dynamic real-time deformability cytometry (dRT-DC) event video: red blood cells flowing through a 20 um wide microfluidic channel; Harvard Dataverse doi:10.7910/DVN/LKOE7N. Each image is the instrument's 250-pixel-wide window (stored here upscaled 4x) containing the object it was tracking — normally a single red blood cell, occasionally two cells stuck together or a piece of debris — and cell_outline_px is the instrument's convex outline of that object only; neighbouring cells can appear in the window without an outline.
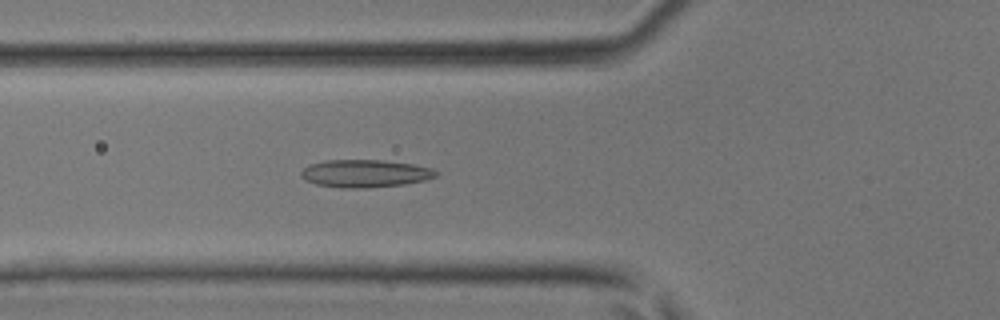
{"species": "common noctule bat (a hibernating species)", "species_latin": "Nyctalus noctula", "temperature_condition": "room temperature", "stored_images_in_passage": 45, "segment_of_instrument_passage": [1, 2], "camera_frame_rate_fps": 3000, "um_per_image_px": 0.085, "animal": {"sex": "male", "body_mass_g": 17.9, "forearm_length_mm": 54.2}, "frame": {"image": 1, "passage_image": 16, "time_ms": 5.0, "image_size_px": [1000, 320], "cell_outline_px": [[440, 172], [436, 176], [424, 180], [404, 184], [368, 188], [340, 188], [316, 184], [304, 180], [300, 176], [300, 172], [308, 164], [324, 160], [380, 160], [412, 164], [432, 168]], "centroid_in_image_um": [30.99, 14.75], "position_along_channel_um": 94.8, "area_um2": 21.91}}
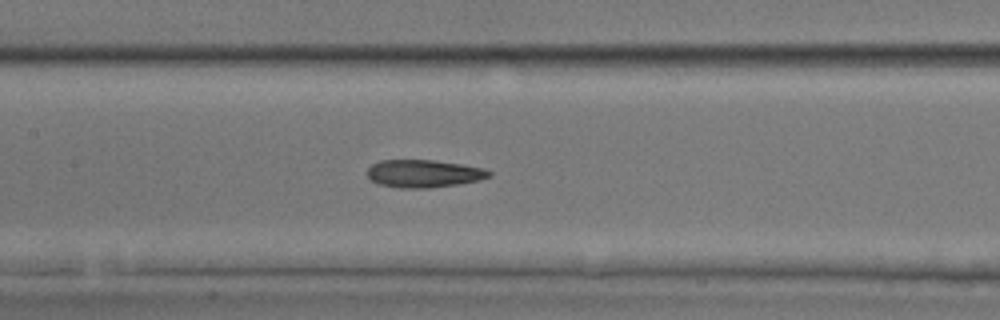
{"frame": {"image": 2, "passage_image": 21, "time_ms": 6.667, "image_size_px": [1000, 320], "cell_outline_px": [[492, 176], [480, 180], [456, 184], [428, 188], [400, 188], [380, 184], [372, 180], [368, 176], [368, 168], [372, 164], [380, 160], [432, 160], [460, 164], [484, 168], [492, 172]], "centroid_in_image_um": [36.04, 14.75], "position_along_channel_um": 171.4, "area_um2": 19.54}}
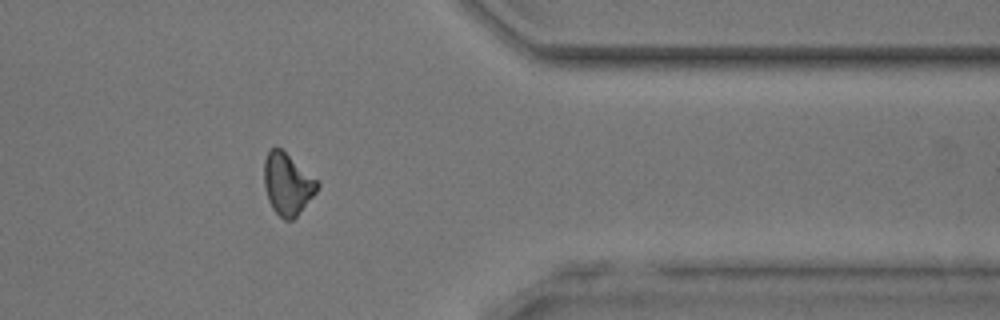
{"frame": {"image": 3, "passage_image": 36, "time_ms": 11.667, "image_size_px": [1000, 320], "cell_outline_px": [[320, 184], [316, 192], [296, 216], [292, 220], [284, 220], [272, 208], [268, 200], [264, 184], [264, 160], [268, 148], [280, 148], [316, 180]], "centroid_in_image_um": [24.4, 15.64], "position_along_channel_um": 387.0, "area_um2": 18.73}}